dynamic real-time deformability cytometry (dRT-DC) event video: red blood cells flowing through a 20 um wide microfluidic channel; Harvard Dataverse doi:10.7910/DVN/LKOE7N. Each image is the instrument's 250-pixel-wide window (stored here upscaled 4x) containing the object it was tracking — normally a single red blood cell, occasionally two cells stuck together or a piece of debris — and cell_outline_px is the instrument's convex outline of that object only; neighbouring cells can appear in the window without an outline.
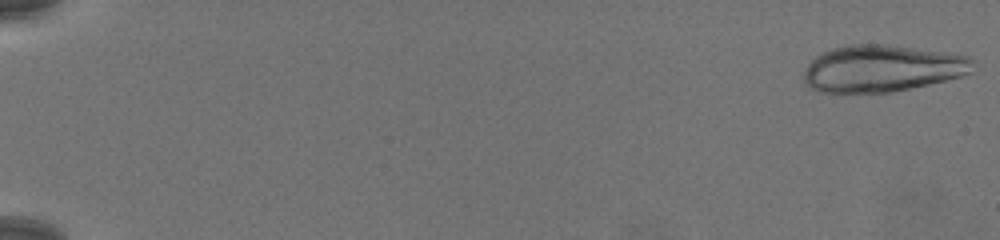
{"species": "common noctule bat (a hibernating species)", "species_latin": "Nyctalus noctula", "temperature_condition": "warm", "stored_images_in_passage": 30, "camera_frame_rate_fps": 3000, "um_per_image_px": 0.085, "animal": {"sex": "female", "body_mass_g": 19.5, "forearm_length_mm": 54.1}, "frame": {"image": 1, "passage_image": 1, "time_ms": 0.0, "image_size_px": [1000, 240], "cell_outline_px": [[976, 60], [972, 72], [960, 76], [928, 84], [892, 92], [820, 92], [812, 88], [804, 80], [804, 72], [808, 64], [816, 56], [832, 48], [848, 44], [888, 44], [968, 56]], "centroid_in_image_um": [74.99, 5.81], "position_along_channel_um": 10.0, "area_um2": 45.89}}